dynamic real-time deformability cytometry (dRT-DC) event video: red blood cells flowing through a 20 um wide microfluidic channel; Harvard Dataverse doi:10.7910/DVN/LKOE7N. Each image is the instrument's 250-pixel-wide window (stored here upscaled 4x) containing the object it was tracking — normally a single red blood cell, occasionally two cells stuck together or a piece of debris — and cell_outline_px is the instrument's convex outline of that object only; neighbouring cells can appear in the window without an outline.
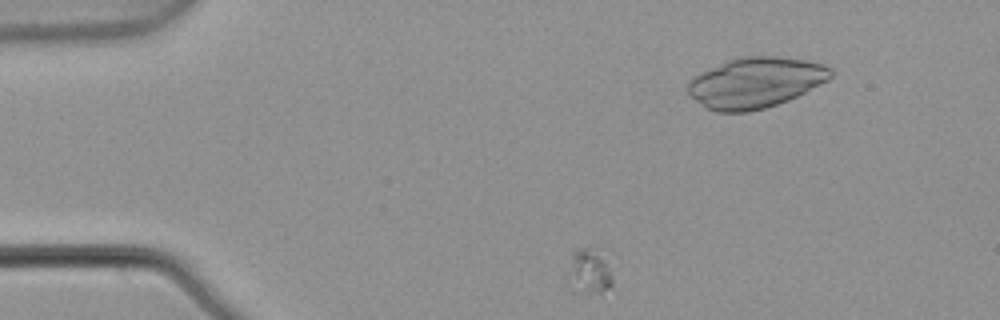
{"species": "common noctule bat (a hibernating species)", "species_latin": "Nyctalus noctula", "temperature_condition": "warm", "stored_images_in_passage": 4, "camera_frame_rate_fps": 3000, "um_per_image_px": 0.085, "animal": {"sex": "male", "body_mass_g": 21.5, "forearm_length_mm": 52.0}, "frame": {"image": 1, "passage_image": 2, "time_ms": 0.333, "image_size_px": [1000, 320], "cell_outline_px": [[612, 288], [600, 292], [572, 292], [568, 288], [564, 280], [564, 272], [572, 248], [588, 248], [604, 256], [612, 268]], "centroid_in_image_um": [49.95, 23.09], "position_along_channel_um": 35.0, "area_um2": 12.83}}